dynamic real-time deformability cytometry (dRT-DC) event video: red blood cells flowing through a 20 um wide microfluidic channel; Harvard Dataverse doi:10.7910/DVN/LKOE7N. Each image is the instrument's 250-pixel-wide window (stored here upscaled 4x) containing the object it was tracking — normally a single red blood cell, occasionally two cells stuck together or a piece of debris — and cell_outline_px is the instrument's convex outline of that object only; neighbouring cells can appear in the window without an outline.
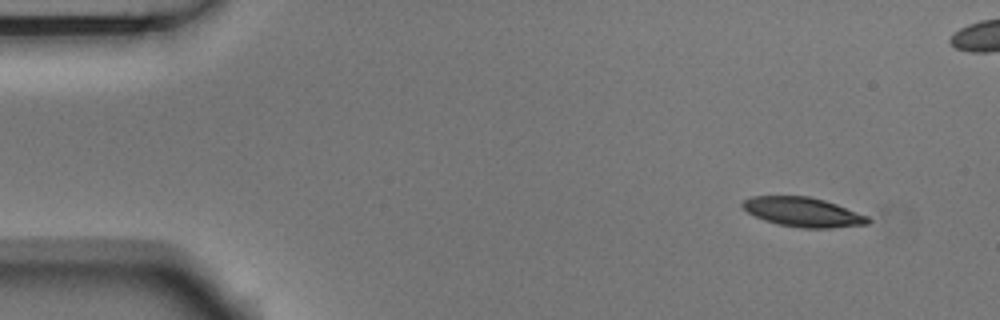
{"species": "Egyptian fruit bat (a non-hibernating species)", "species_latin": "Rousettus aegyptiacus", "temperature_condition": "room temperature", "stored_images_in_passage": 5, "camera_frame_rate_fps": 3000, "um_per_image_px": 0.085, "animal": {"sex": "male"}, "frame": {"image": 1, "passage_image": 1, "time_ms": 0.0, "image_size_px": [1000, 320], "cell_outline_px": [[872, 220], [868, 224], [832, 228], [800, 228], [776, 224], [764, 220], [748, 212], [740, 204], [744, 200], [752, 196], [808, 196], [824, 200], [836, 204], [868, 216]], "centroid_in_image_um": [68.26, 18.03], "position_along_channel_um": 16.7, "area_um2": 21.5}}